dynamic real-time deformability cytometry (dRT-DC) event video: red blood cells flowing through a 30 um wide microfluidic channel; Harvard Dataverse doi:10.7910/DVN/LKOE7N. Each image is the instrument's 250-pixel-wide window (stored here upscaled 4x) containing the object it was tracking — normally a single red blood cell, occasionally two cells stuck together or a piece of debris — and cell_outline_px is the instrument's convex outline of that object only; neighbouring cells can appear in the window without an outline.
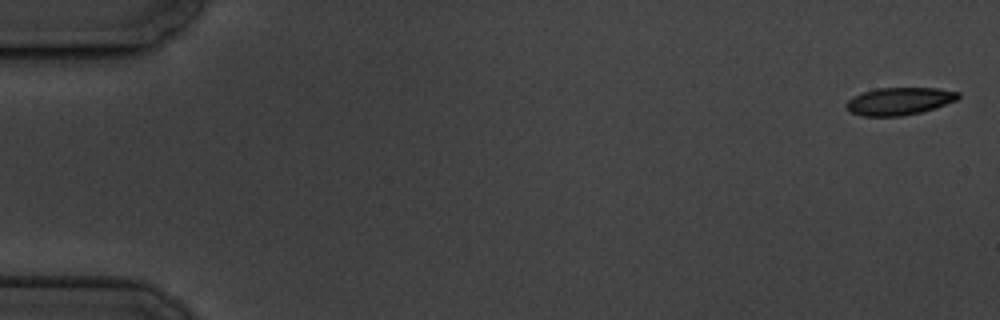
{"species": "common noctule bat (a hibernating species)", "species_latin": "Nyctalus noctula", "temperature_condition": "cold", "stored_images_in_passage": 6, "camera_frame_rate_fps": 3000, "um_per_image_px": 0.085, "animal": {"sex": "male", "body_mass_g": 19.5, "forearm_length_mm": 54.6}, "frame": {"image": 1, "passage_image": 1, "time_ms": 0.0, "image_size_px": [1000, 320], "cell_outline_px": [[960, 96], [956, 100], [936, 108], [920, 112], [900, 116], [860, 116], [852, 112], [844, 104], [852, 96], [876, 88], [940, 88], [960, 92]], "centroid_in_image_um": [76.45, 8.59], "position_along_channel_um": 8.5, "area_um2": 17.98}}